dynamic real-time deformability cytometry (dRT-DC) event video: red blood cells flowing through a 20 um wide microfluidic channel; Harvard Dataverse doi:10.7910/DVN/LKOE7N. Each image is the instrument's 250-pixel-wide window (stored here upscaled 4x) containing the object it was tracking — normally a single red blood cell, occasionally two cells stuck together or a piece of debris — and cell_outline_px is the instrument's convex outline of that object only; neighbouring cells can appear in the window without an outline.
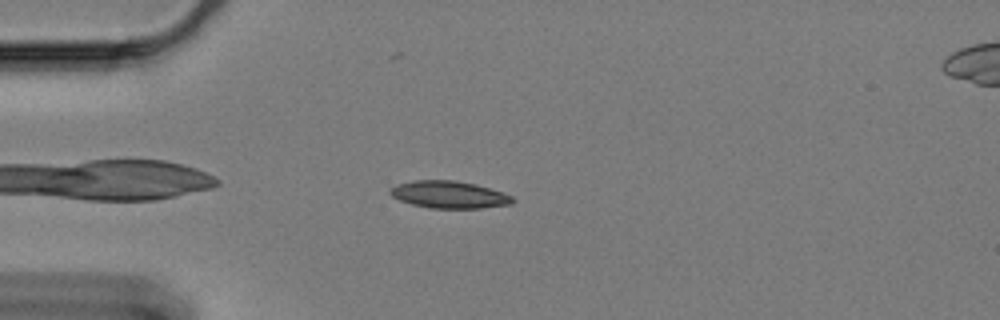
{"species": "Egyptian fruit bat (a non-hibernating species)", "species_latin": "Rousettus aegyptiacus", "temperature_condition": "cold", "stored_images_in_passage": 8, "camera_frame_rate_fps": 3000, "um_per_image_px": 0.085, "animal": {"sex": "female"}, "frame": {"image": 1, "passage_image": 4, "time_ms": 1.0, "image_size_px": [1000, 320], "cell_outline_px": [[516, 200], [512, 204], [480, 208], [428, 208], [412, 204], [400, 200], [392, 196], [388, 192], [396, 184], [412, 180], [452, 180], [476, 184], [512, 196]], "centroid_in_image_um": [38.16, 16.54], "position_along_channel_um": 46.8, "area_um2": 19.36}}